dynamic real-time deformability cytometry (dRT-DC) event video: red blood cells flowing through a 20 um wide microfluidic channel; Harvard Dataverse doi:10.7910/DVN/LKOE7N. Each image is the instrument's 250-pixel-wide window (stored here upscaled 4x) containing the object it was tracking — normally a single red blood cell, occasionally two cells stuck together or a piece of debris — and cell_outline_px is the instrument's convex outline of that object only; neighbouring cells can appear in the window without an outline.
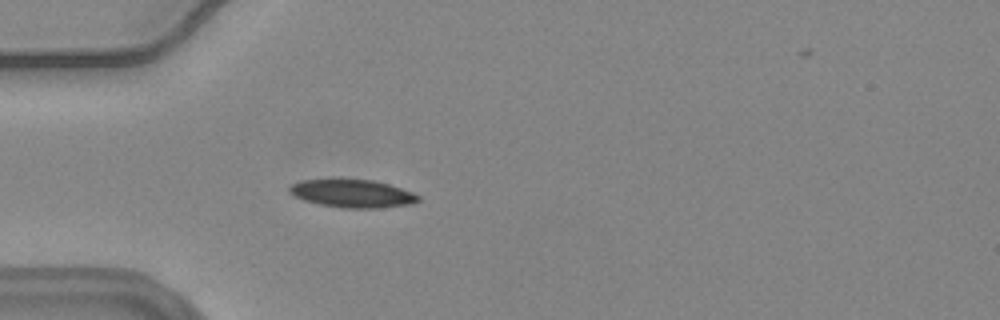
{"species": "common noctule bat (a hibernating species)", "species_latin": "Nyctalus noctula", "temperature_condition": "warm", "stored_images_in_passage": 58, "camera_frame_rate_fps": 3000, "um_per_image_px": 0.085, "animal": {"sex": "female", "body_mass_g": 24.6, "forearm_length_mm": 56.2}, "frame": {"image": 1, "passage_image": 18, "time_ms": 5.667, "image_size_px": [1000, 320], "cell_outline_px": [[420, 200], [412, 204], [380, 208], [340, 208], [320, 204], [304, 200], [288, 192], [288, 188], [292, 184], [300, 180], [332, 176], [372, 180], [388, 184], [412, 192], [420, 196]], "centroid_in_image_um": [29.9, 16.4], "position_along_channel_um": 55.1, "area_um2": 21.85}}
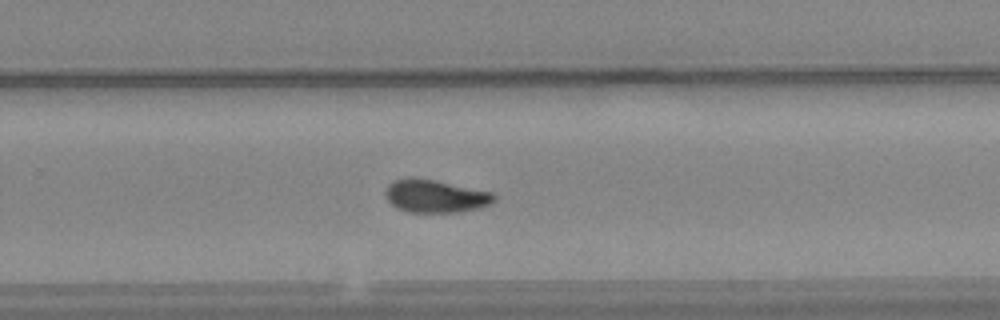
{"frame": {"image": 2, "passage_image": 38, "time_ms": 12.333, "image_size_px": [1000, 320], "cell_outline_px": [[496, 200], [492, 204], [480, 208], [460, 212], [408, 212], [396, 208], [388, 200], [384, 192], [388, 184], [396, 180], [436, 180], [492, 192], [496, 196]], "centroid_in_image_um": [37.07, 16.71], "position_along_channel_um": 292.7, "area_um2": 20.52}}
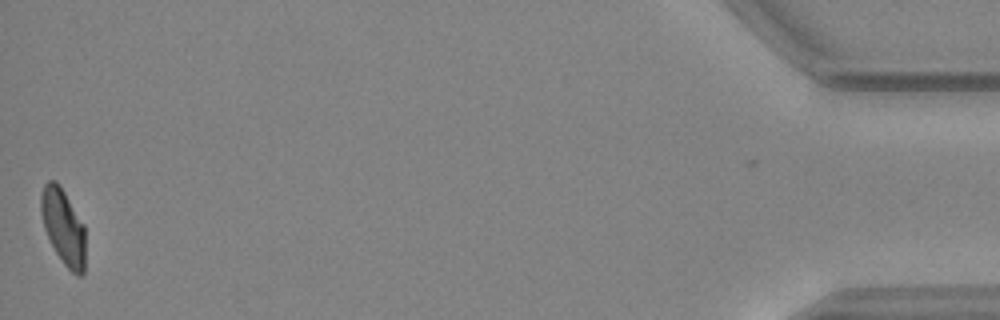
{"frame": {"image": 3, "passage_image": 57, "time_ms": 18.667, "image_size_px": [1000, 320], "cell_outline_px": [[84, 272], [80, 276], [76, 276], [64, 264], [56, 252], [44, 228], [40, 212], [40, 196], [44, 184], [48, 180], [56, 180], [60, 184], [84, 224]], "centroid_in_image_um": [5.36, 19.23], "position_along_channel_um": 429.8, "area_um2": 19.59}, "authors_computed_cell_mechanics": {"area_um2": 20.4901, "velocity_mm_per_s": 3.6839, "shape_relaxation_time_tau1_ms": 6.886, "shape_relaxation_time_tau2_ms": 7.8371, "deformation_change_tau1": 0.1763, "deformation_change_tau2": 0.1002}}